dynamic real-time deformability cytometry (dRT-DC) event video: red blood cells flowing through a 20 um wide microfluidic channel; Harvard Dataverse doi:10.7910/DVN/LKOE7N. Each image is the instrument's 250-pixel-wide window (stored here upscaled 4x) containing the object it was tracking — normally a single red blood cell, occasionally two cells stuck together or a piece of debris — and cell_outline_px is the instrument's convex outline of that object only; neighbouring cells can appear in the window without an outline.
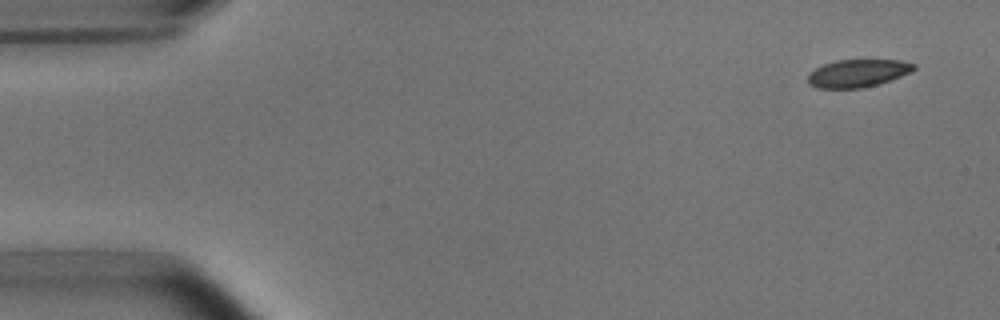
{"species": "common noctule bat (a hibernating species)", "species_latin": "Nyctalus noctula", "temperature_condition": "room temperature", "stored_images_in_passage": 6, "camera_frame_rate_fps": 3000, "um_per_image_px": 0.085, "animal": {"sex": "male", "body_mass_g": 15.6}, "frame": {"image": 1, "passage_image": 1, "time_ms": 0.0, "image_size_px": [1000, 320], "cell_outline_px": [[916, 68], [900, 76], [880, 84], [864, 88], [816, 88], [808, 84], [808, 76], [816, 68], [824, 64], [836, 60], [900, 60], [916, 64]], "centroid_in_image_um": [72.9, 6.23], "position_along_channel_um": 12.1, "area_um2": 17.05}}
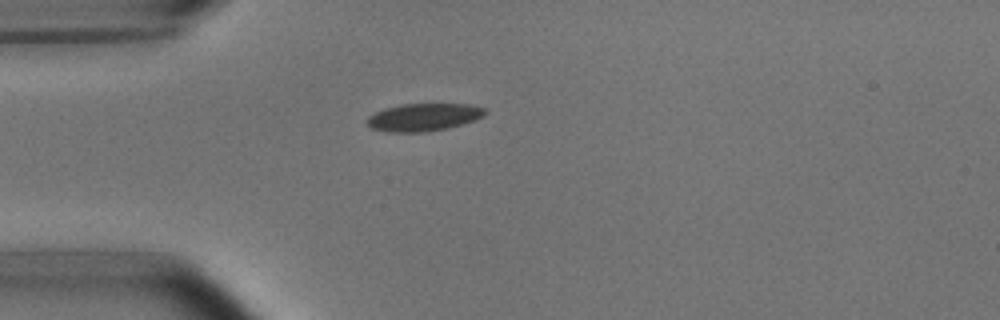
{"frame": {"image": 2, "passage_image": 4, "time_ms": 1.0, "image_size_px": [1000, 320], "cell_outline_px": [[488, 112], [484, 116], [448, 128], [424, 132], [388, 132], [372, 128], [368, 124], [368, 116], [384, 108], [404, 104], [468, 104], [484, 108]], "centroid_in_image_um": [36.01, 9.96], "position_along_channel_um": 49.0, "area_um2": 18.79}}